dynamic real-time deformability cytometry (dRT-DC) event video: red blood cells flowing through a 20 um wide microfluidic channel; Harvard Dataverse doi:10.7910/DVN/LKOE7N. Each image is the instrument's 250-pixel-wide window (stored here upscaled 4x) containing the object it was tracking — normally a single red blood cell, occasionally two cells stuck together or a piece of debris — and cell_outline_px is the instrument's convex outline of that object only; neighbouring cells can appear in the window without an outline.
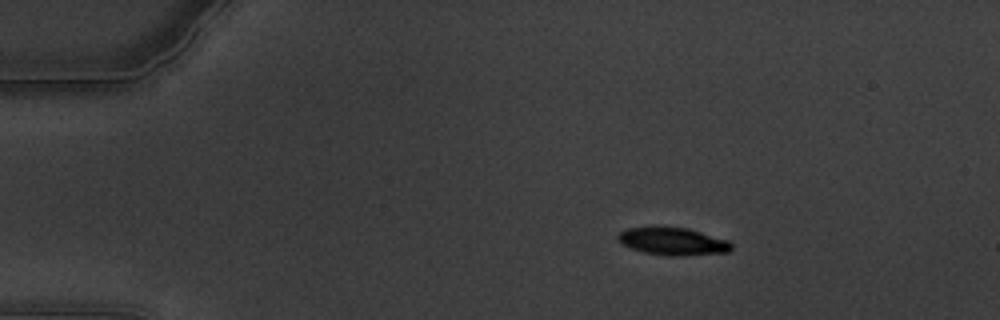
{"species": "common noctule bat (a hibernating species)", "species_latin": "Nyctalus noctula", "temperature_condition": "warm", "stored_images_in_passage": 62, "camera_frame_rate_fps": 3000, "um_per_image_px": 0.085, "animal": {"sex": "male", "body_mass_g": 19.5, "forearm_length_mm": 54.6}, "frame": {"image": 1, "passage_image": 11, "time_ms": 3.333, "image_size_px": [1000, 320], "cell_outline_px": [[732, 248], [728, 252], [684, 256], [668, 256], [644, 252], [620, 244], [616, 240], [616, 236], [620, 232], [628, 228], [652, 224], [688, 228], [728, 240], [732, 244]], "centroid_in_image_um": [57.13, 20.48], "position_along_channel_um": 27.9, "area_um2": 18.96}}
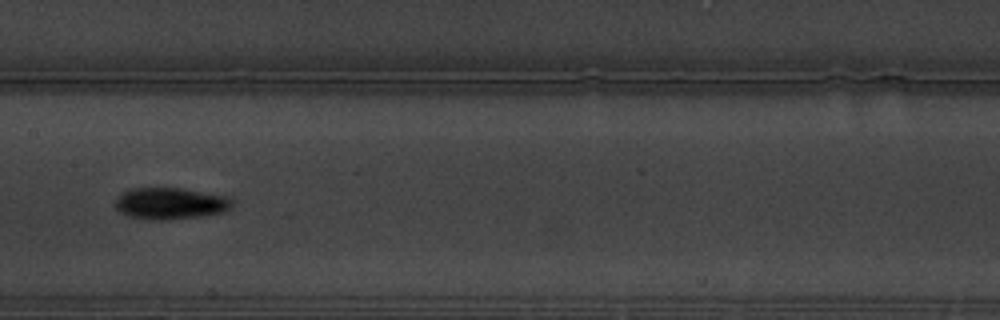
{"frame": {"image": 2, "passage_image": 32, "time_ms": 10.333, "image_size_px": [1000, 320], "cell_outline_px": [[232, 208], [224, 212], [168, 220], [160, 220], [128, 216], [120, 212], [112, 204], [128, 188], [180, 188], [224, 196], [232, 200]], "centroid_in_image_um": [14.44, 17.29], "position_along_channel_um": 193.0, "area_um2": 21.27}}
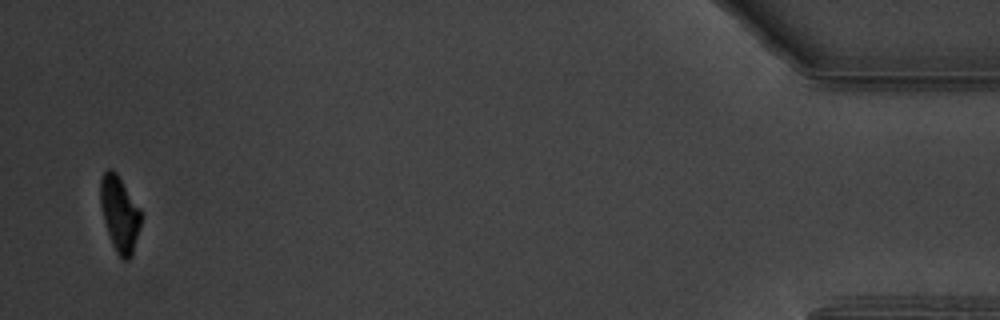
{"frame": {"image": 3, "passage_image": 60, "time_ms": 19.667, "image_size_px": [1000, 320], "cell_outline_px": [[140, 224], [132, 256], [128, 260], [124, 260], [116, 252], [112, 244], [104, 220], [100, 204], [100, 180], [104, 172], [108, 168], [112, 168], [116, 172], [140, 208]], "centroid_in_image_um": [10.15, 18.16], "position_along_channel_um": 425.0, "area_um2": 17.63}, "authors_computed_cell_mechanics": {"area_um2": 19.3919, "velocity_mm_per_s": 3.3434, "shape_relaxation_time_tau1_ms": 3.4175, "shape_relaxation_time_tau2_ms": null, "deformation_change_tau1": 0.1388, "deformation_change_tau2": null}}